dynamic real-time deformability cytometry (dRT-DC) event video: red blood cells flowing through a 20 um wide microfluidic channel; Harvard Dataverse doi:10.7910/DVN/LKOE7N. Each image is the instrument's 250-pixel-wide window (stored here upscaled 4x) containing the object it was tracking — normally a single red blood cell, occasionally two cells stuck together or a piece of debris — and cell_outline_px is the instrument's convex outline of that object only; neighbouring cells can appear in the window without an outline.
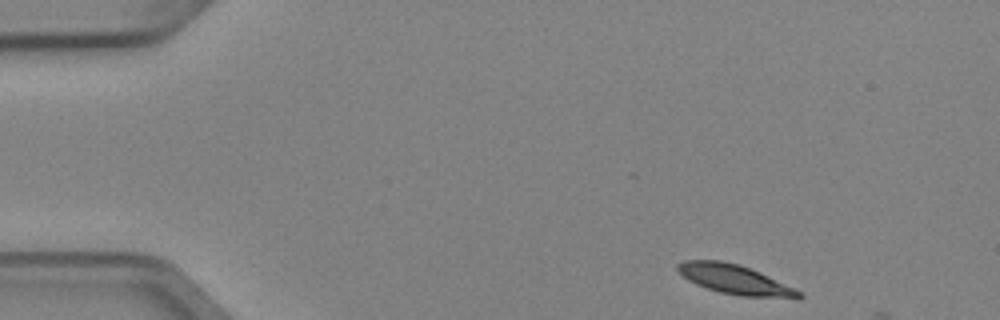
{"species": "Egyptian fruit bat (a non-hibernating species)", "species_latin": "Rousettus aegyptiacus", "temperature_condition": "cold", "stored_images_in_passage": 4, "camera_frame_rate_fps": 3000, "um_per_image_px": 0.085, "animal": {"sex": "female"}, "frame": {"image": 1, "passage_image": 1, "time_ms": 0.0, "image_size_px": [1000, 320], "cell_outline_px": [[804, 296], [800, 300], [740, 296], [720, 292], [696, 284], [688, 280], [676, 268], [676, 264], [684, 260], [720, 260], [740, 264], [760, 272], [800, 292]], "centroid_in_image_um": [62.5, 23.77], "position_along_channel_um": 22.5, "area_um2": 20.92}}